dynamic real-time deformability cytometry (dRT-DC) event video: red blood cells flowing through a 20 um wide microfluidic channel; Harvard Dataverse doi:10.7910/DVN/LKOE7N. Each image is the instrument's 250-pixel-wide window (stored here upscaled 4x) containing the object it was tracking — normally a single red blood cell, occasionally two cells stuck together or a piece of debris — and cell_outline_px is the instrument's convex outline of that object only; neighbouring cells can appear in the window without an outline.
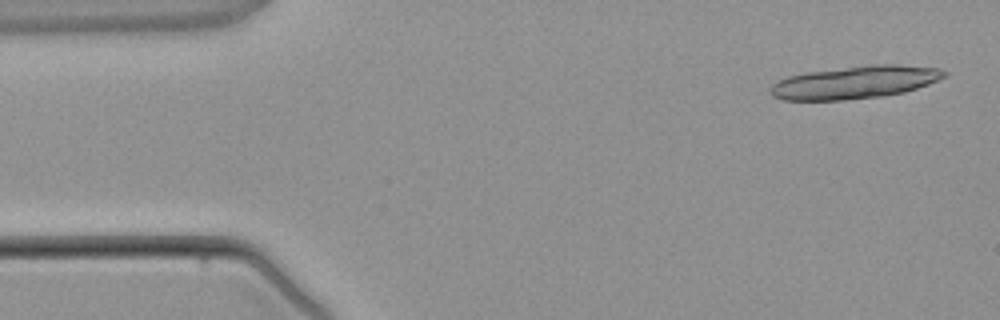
{"species": "common noctule bat (a hibernating species)", "species_latin": "Nyctalus noctula", "temperature_condition": "warm", "stored_images_in_passage": 4, "camera_frame_rate_fps": 3000, "um_per_image_px": 0.085, "animal": {"sex": "male", "body_mass_g": 21.5, "forearm_length_mm": 52.0}, "frame": {"image": 1, "passage_image": 1, "time_ms": 0.0, "image_size_px": [1000, 320], "cell_outline_px": [[948, 72], [944, 76], [928, 84], [904, 92], [880, 96], [844, 100], [784, 100], [772, 96], [768, 92], [768, 88], [776, 80], [788, 76], [808, 72], [872, 64], [896, 64], [940, 68]], "centroid_in_image_um": [72.61, 6.99], "position_along_channel_um": 12.4, "area_um2": 33.12}}
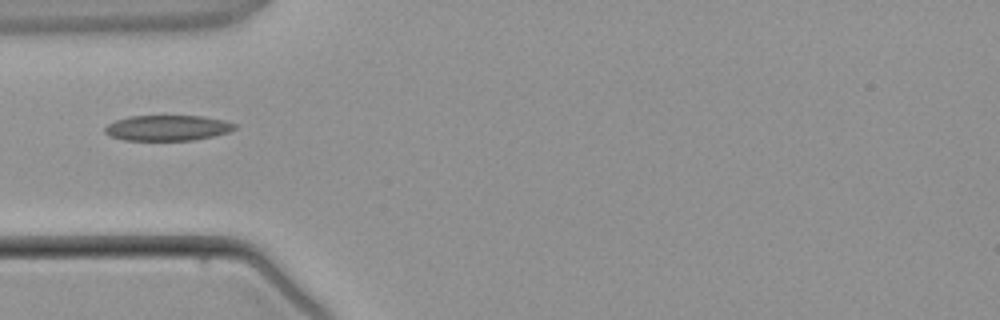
{"frame": {"image": 2, "passage_image": 4, "time_ms": 3.667, "image_size_px": [1000, 320], "cell_outline_px": [[236, 128], [228, 132], [212, 136], [192, 140], [124, 140], [112, 136], [104, 132], [104, 128], [108, 124], [116, 120], [128, 116], [200, 116], [224, 120], [236, 124]], "centroid_in_image_um": [14.23, 10.87], "position_along_channel_um": 70.8, "area_um2": 19.13}}